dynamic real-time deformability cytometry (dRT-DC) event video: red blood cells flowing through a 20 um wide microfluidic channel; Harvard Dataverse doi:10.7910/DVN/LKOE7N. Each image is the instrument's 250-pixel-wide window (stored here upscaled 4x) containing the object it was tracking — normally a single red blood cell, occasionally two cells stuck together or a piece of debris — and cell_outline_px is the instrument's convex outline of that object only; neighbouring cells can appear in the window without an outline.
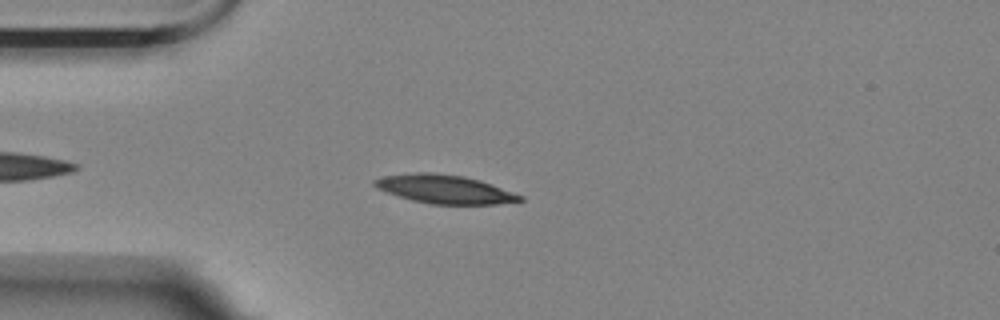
{"species": "Egyptian fruit bat (a non-hibernating species)", "species_latin": "Rousettus aegyptiacus", "temperature_condition": "room temperature", "stored_images_in_passage": 42, "camera_frame_rate_fps": 3000, "um_per_image_px": 0.085, "animal": {"sex": "female"}, "frame": {"image": 1, "passage_image": 3, "time_ms": 0.667, "image_size_px": [1000, 320], "cell_outline_px": [[524, 200], [496, 204], [432, 204], [412, 200], [376, 188], [372, 184], [372, 180], [384, 176], [416, 172], [432, 172], [464, 176], [480, 180], [524, 196]], "centroid_in_image_um": [37.79, 16.07], "position_along_channel_um": 47.2, "area_um2": 24.1}}
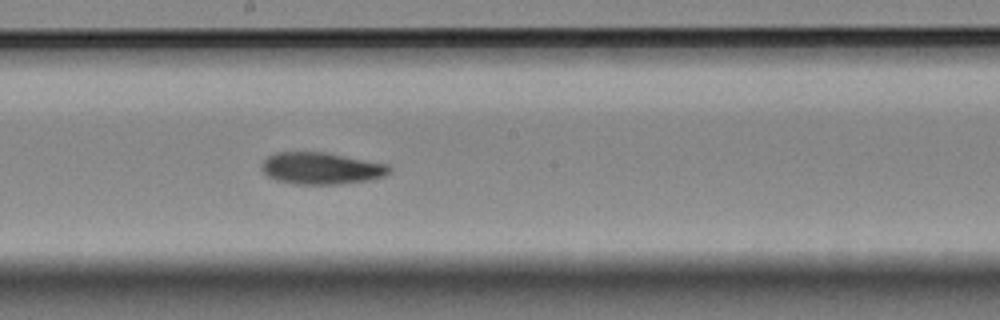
{"frame": {"image": 2, "passage_image": 19, "time_ms": 6.0, "image_size_px": [1000, 320], "cell_outline_px": [[392, 168], [384, 176], [368, 180], [340, 184], [296, 184], [276, 180], [268, 176], [260, 168], [264, 160], [268, 156], [276, 152], [324, 152], [388, 164]], "centroid_in_image_um": [27.29, 14.31], "position_along_channel_um": 220.9, "area_um2": 23.58}}
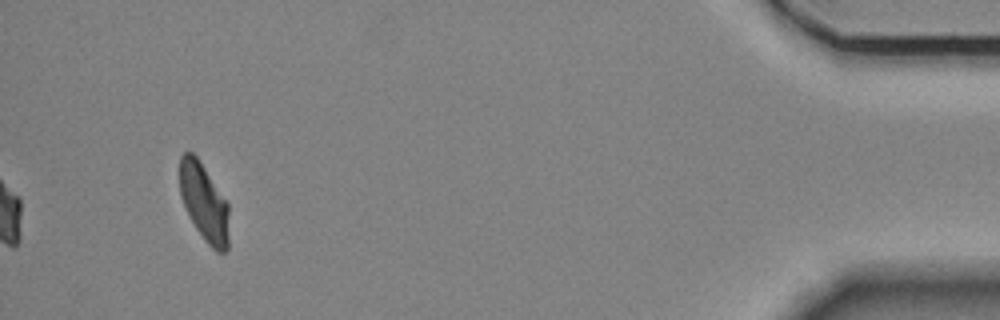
{"frame": {"image": 3, "passage_image": 42, "time_ms": 13.667, "image_size_px": [1000, 320], "cell_outline_px": [[228, 248], [224, 252], [216, 252], [204, 240], [196, 228], [180, 196], [180, 156], [184, 152], [192, 152], [196, 156], [228, 204]], "centroid_in_image_um": [17.34, 17.22], "position_along_channel_um": 417.9, "area_um2": 21.85}, "authors_computed_cell_mechanics": {"area_um2": 23.698, "velocity_mm_per_s": 3.4959, "shape_relaxation_time_tau1_ms": 10.2584, "shape_relaxation_time_tau2_ms": 5.907, "deformation_change_tau1": 0.2408, "deformation_change_tau2": 0.1075}}